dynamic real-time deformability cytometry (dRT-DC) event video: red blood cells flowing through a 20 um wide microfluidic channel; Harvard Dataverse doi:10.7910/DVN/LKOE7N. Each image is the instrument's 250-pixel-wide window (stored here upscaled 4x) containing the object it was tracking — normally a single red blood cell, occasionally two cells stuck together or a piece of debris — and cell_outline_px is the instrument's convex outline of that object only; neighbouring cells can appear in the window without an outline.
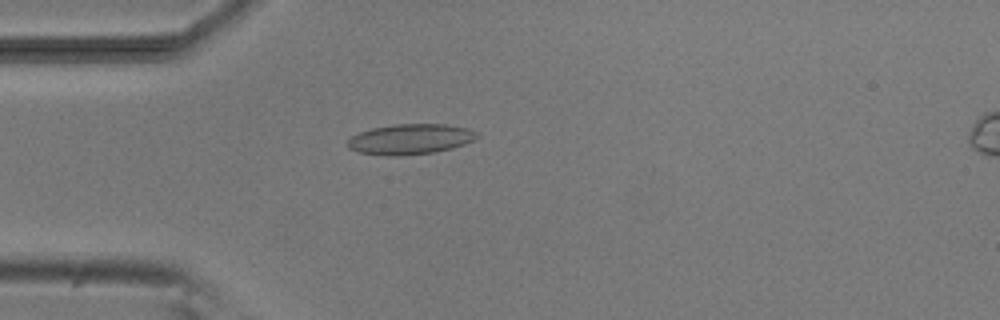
{"species": "common noctule bat (a hibernating species)", "species_latin": "Nyctalus noctula", "temperature_condition": "room temperature", "stored_images_in_passage": 2, "camera_frame_rate_fps": 3000, "um_per_image_px": 0.085, "animal": {"sex": "male", "body_mass_g": 20.5, "forearm_length_mm": 52.5}, "frame": {"image": 1, "passage_image": 1, "time_ms": 0.0, "image_size_px": [1000, 320], "cell_outline_px": [[480, 136], [464, 144], [452, 148], [432, 152], [400, 156], [384, 156], [360, 152], [348, 148], [348, 140], [352, 136], [360, 132], [372, 128], [396, 124], [448, 124], [468, 128], [476, 132]], "centroid_in_image_um": [34.88, 11.83], "position_along_channel_um": 50.1, "area_um2": 22.83}}